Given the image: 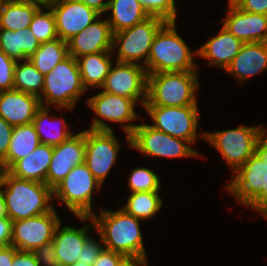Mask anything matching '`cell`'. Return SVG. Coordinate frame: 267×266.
<instances>
[{
	"mask_svg": "<svg viewBox=\"0 0 267 266\" xmlns=\"http://www.w3.org/2000/svg\"><path fill=\"white\" fill-rule=\"evenodd\" d=\"M0 192L13 222L48 213L54 208L53 190L47 184L17 178L7 170L0 174Z\"/></svg>",
	"mask_w": 267,
	"mask_h": 266,
	"instance_id": "cell-1",
	"label": "cell"
},
{
	"mask_svg": "<svg viewBox=\"0 0 267 266\" xmlns=\"http://www.w3.org/2000/svg\"><path fill=\"white\" fill-rule=\"evenodd\" d=\"M99 216H91L95 230L105 249L124 256H145L147 252L140 231V219L127 214L122 208L118 211L101 209Z\"/></svg>",
	"mask_w": 267,
	"mask_h": 266,
	"instance_id": "cell-2",
	"label": "cell"
},
{
	"mask_svg": "<svg viewBox=\"0 0 267 266\" xmlns=\"http://www.w3.org/2000/svg\"><path fill=\"white\" fill-rule=\"evenodd\" d=\"M177 22H166L158 31L151 45L147 64V74L159 72L198 71L193 59L197 50L191 52L189 46L177 33Z\"/></svg>",
	"mask_w": 267,
	"mask_h": 266,
	"instance_id": "cell-3",
	"label": "cell"
},
{
	"mask_svg": "<svg viewBox=\"0 0 267 266\" xmlns=\"http://www.w3.org/2000/svg\"><path fill=\"white\" fill-rule=\"evenodd\" d=\"M197 71L148 74L147 100L144 105L181 107L197 104L200 87Z\"/></svg>",
	"mask_w": 267,
	"mask_h": 266,
	"instance_id": "cell-4",
	"label": "cell"
},
{
	"mask_svg": "<svg viewBox=\"0 0 267 266\" xmlns=\"http://www.w3.org/2000/svg\"><path fill=\"white\" fill-rule=\"evenodd\" d=\"M86 92L77 59L68 55L44 76L41 106L72 110L78 98ZM45 101V102H44Z\"/></svg>",
	"mask_w": 267,
	"mask_h": 266,
	"instance_id": "cell-5",
	"label": "cell"
},
{
	"mask_svg": "<svg viewBox=\"0 0 267 266\" xmlns=\"http://www.w3.org/2000/svg\"><path fill=\"white\" fill-rule=\"evenodd\" d=\"M232 174L227 191L267 219V162L254 153Z\"/></svg>",
	"mask_w": 267,
	"mask_h": 266,
	"instance_id": "cell-6",
	"label": "cell"
},
{
	"mask_svg": "<svg viewBox=\"0 0 267 266\" xmlns=\"http://www.w3.org/2000/svg\"><path fill=\"white\" fill-rule=\"evenodd\" d=\"M243 126L223 131L203 132L200 136L217 149L233 173L254 153L264 126Z\"/></svg>",
	"mask_w": 267,
	"mask_h": 266,
	"instance_id": "cell-7",
	"label": "cell"
},
{
	"mask_svg": "<svg viewBox=\"0 0 267 266\" xmlns=\"http://www.w3.org/2000/svg\"><path fill=\"white\" fill-rule=\"evenodd\" d=\"M165 23L161 18L150 16L133 27L113 33L112 54L117 55L115 61L145 66L157 31Z\"/></svg>",
	"mask_w": 267,
	"mask_h": 266,
	"instance_id": "cell-8",
	"label": "cell"
},
{
	"mask_svg": "<svg viewBox=\"0 0 267 266\" xmlns=\"http://www.w3.org/2000/svg\"><path fill=\"white\" fill-rule=\"evenodd\" d=\"M102 188L85 163L73 167L66 177L53 189V199L62 204L75 216H92V195Z\"/></svg>",
	"mask_w": 267,
	"mask_h": 266,
	"instance_id": "cell-9",
	"label": "cell"
},
{
	"mask_svg": "<svg viewBox=\"0 0 267 266\" xmlns=\"http://www.w3.org/2000/svg\"><path fill=\"white\" fill-rule=\"evenodd\" d=\"M88 107L93 110L95 117L90 130H103L113 131L112 127L107 125L104 121L119 123L122 130L126 133L127 143L130 147V135L138 124H131L134 120L138 119V114L135 112L137 103L130 98L113 95L105 91L87 98ZM123 124V125H122Z\"/></svg>",
	"mask_w": 267,
	"mask_h": 266,
	"instance_id": "cell-10",
	"label": "cell"
},
{
	"mask_svg": "<svg viewBox=\"0 0 267 266\" xmlns=\"http://www.w3.org/2000/svg\"><path fill=\"white\" fill-rule=\"evenodd\" d=\"M191 144L154 129L149 124H138L130 135V147L144 156L162 158L202 157Z\"/></svg>",
	"mask_w": 267,
	"mask_h": 266,
	"instance_id": "cell-11",
	"label": "cell"
},
{
	"mask_svg": "<svg viewBox=\"0 0 267 266\" xmlns=\"http://www.w3.org/2000/svg\"><path fill=\"white\" fill-rule=\"evenodd\" d=\"M153 123L154 129L170 136L188 141L191 146L197 140L199 108L197 105L165 107L144 105Z\"/></svg>",
	"mask_w": 267,
	"mask_h": 266,
	"instance_id": "cell-12",
	"label": "cell"
},
{
	"mask_svg": "<svg viewBox=\"0 0 267 266\" xmlns=\"http://www.w3.org/2000/svg\"><path fill=\"white\" fill-rule=\"evenodd\" d=\"M148 74L144 66L136 63L114 62L102 91L133 99L143 107L147 100Z\"/></svg>",
	"mask_w": 267,
	"mask_h": 266,
	"instance_id": "cell-13",
	"label": "cell"
},
{
	"mask_svg": "<svg viewBox=\"0 0 267 266\" xmlns=\"http://www.w3.org/2000/svg\"><path fill=\"white\" fill-rule=\"evenodd\" d=\"M85 161L93 176L103 185L116 163L121 148L113 131L85 129Z\"/></svg>",
	"mask_w": 267,
	"mask_h": 266,
	"instance_id": "cell-14",
	"label": "cell"
},
{
	"mask_svg": "<svg viewBox=\"0 0 267 266\" xmlns=\"http://www.w3.org/2000/svg\"><path fill=\"white\" fill-rule=\"evenodd\" d=\"M60 222L55 208L45 214L14 221L11 246L20 251H33L53 240Z\"/></svg>",
	"mask_w": 267,
	"mask_h": 266,
	"instance_id": "cell-15",
	"label": "cell"
},
{
	"mask_svg": "<svg viewBox=\"0 0 267 266\" xmlns=\"http://www.w3.org/2000/svg\"><path fill=\"white\" fill-rule=\"evenodd\" d=\"M85 130L74 133L66 141L53 146L46 184L53 190L73 169L85 161Z\"/></svg>",
	"mask_w": 267,
	"mask_h": 266,
	"instance_id": "cell-16",
	"label": "cell"
},
{
	"mask_svg": "<svg viewBox=\"0 0 267 266\" xmlns=\"http://www.w3.org/2000/svg\"><path fill=\"white\" fill-rule=\"evenodd\" d=\"M51 10L55 17L58 38L65 42L101 17L80 0H61Z\"/></svg>",
	"mask_w": 267,
	"mask_h": 266,
	"instance_id": "cell-17",
	"label": "cell"
},
{
	"mask_svg": "<svg viewBox=\"0 0 267 266\" xmlns=\"http://www.w3.org/2000/svg\"><path fill=\"white\" fill-rule=\"evenodd\" d=\"M113 32L106 20L97 18L87 28L67 41L68 55L75 59L96 54L102 51H112Z\"/></svg>",
	"mask_w": 267,
	"mask_h": 266,
	"instance_id": "cell-18",
	"label": "cell"
},
{
	"mask_svg": "<svg viewBox=\"0 0 267 266\" xmlns=\"http://www.w3.org/2000/svg\"><path fill=\"white\" fill-rule=\"evenodd\" d=\"M82 222L91 221V224H85L81 228L72 226H62L61 222L57 226L53 243L55 246L56 256L59 261V266H70L78 262V257L85 242L90 238L88 233L95 229V224L91 216H77ZM92 226V227H91Z\"/></svg>",
	"mask_w": 267,
	"mask_h": 266,
	"instance_id": "cell-19",
	"label": "cell"
},
{
	"mask_svg": "<svg viewBox=\"0 0 267 266\" xmlns=\"http://www.w3.org/2000/svg\"><path fill=\"white\" fill-rule=\"evenodd\" d=\"M223 27L243 43L267 42V15L228 7Z\"/></svg>",
	"mask_w": 267,
	"mask_h": 266,
	"instance_id": "cell-20",
	"label": "cell"
},
{
	"mask_svg": "<svg viewBox=\"0 0 267 266\" xmlns=\"http://www.w3.org/2000/svg\"><path fill=\"white\" fill-rule=\"evenodd\" d=\"M41 107L40 98L15 89L0 91V117L13 127L31 124Z\"/></svg>",
	"mask_w": 267,
	"mask_h": 266,
	"instance_id": "cell-21",
	"label": "cell"
},
{
	"mask_svg": "<svg viewBox=\"0 0 267 266\" xmlns=\"http://www.w3.org/2000/svg\"><path fill=\"white\" fill-rule=\"evenodd\" d=\"M267 69V42L243 43L239 53L225 69L244 82L258 73Z\"/></svg>",
	"mask_w": 267,
	"mask_h": 266,
	"instance_id": "cell-22",
	"label": "cell"
},
{
	"mask_svg": "<svg viewBox=\"0 0 267 266\" xmlns=\"http://www.w3.org/2000/svg\"><path fill=\"white\" fill-rule=\"evenodd\" d=\"M242 45L243 42L240 39L222 26L216 36L209 38L197 49V56L206 58V64L225 70L239 53Z\"/></svg>",
	"mask_w": 267,
	"mask_h": 266,
	"instance_id": "cell-23",
	"label": "cell"
},
{
	"mask_svg": "<svg viewBox=\"0 0 267 266\" xmlns=\"http://www.w3.org/2000/svg\"><path fill=\"white\" fill-rule=\"evenodd\" d=\"M52 154L53 146L40 143L34 151L17 160L7 171L17 178L46 184Z\"/></svg>",
	"mask_w": 267,
	"mask_h": 266,
	"instance_id": "cell-24",
	"label": "cell"
},
{
	"mask_svg": "<svg viewBox=\"0 0 267 266\" xmlns=\"http://www.w3.org/2000/svg\"><path fill=\"white\" fill-rule=\"evenodd\" d=\"M40 46L30 28L23 30L0 29V50L16 61L32 57Z\"/></svg>",
	"mask_w": 267,
	"mask_h": 266,
	"instance_id": "cell-25",
	"label": "cell"
},
{
	"mask_svg": "<svg viewBox=\"0 0 267 266\" xmlns=\"http://www.w3.org/2000/svg\"><path fill=\"white\" fill-rule=\"evenodd\" d=\"M49 109V107L41 106L37 110L32 124L35 127L41 144L56 146L66 141L74 133L68 128L69 126L63 116H58L59 118L52 117Z\"/></svg>",
	"mask_w": 267,
	"mask_h": 266,
	"instance_id": "cell-26",
	"label": "cell"
},
{
	"mask_svg": "<svg viewBox=\"0 0 267 266\" xmlns=\"http://www.w3.org/2000/svg\"><path fill=\"white\" fill-rule=\"evenodd\" d=\"M111 53L112 51H102L96 54L85 55L77 59L82 84L86 91L93 87H98L100 89L104 84L105 78L113 65Z\"/></svg>",
	"mask_w": 267,
	"mask_h": 266,
	"instance_id": "cell-27",
	"label": "cell"
},
{
	"mask_svg": "<svg viewBox=\"0 0 267 266\" xmlns=\"http://www.w3.org/2000/svg\"><path fill=\"white\" fill-rule=\"evenodd\" d=\"M110 10L112 14L107 21L113 33L133 27L150 17L138 0H109L107 12Z\"/></svg>",
	"mask_w": 267,
	"mask_h": 266,
	"instance_id": "cell-28",
	"label": "cell"
},
{
	"mask_svg": "<svg viewBox=\"0 0 267 266\" xmlns=\"http://www.w3.org/2000/svg\"><path fill=\"white\" fill-rule=\"evenodd\" d=\"M40 145L34 125L15 126L12 131L6 158L0 163L2 170H8L17 160L26 157Z\"/></svg>",
	"mask_w": 267,
	"mask_h": 266,
	"instance_id": "cell-29",
	"label": "cell"
},
{
	"mask_svg": "<svg viewBox=\"0 0 267 266\" xmlns=\"http://www.w3.org/2000/svg\"><path fill=\"white\" fill-rule=\"evenodd\" d=\"M38 9L26 0L0 1V29L16 31L28 28Z\"/></svg>",
	"mask_w": 267,
	"mask_h": 266,
	"instance_id": "cell-30",
	"label": "cell"
},
{
	"mask_svg": "<svg viewBox=\"0 0 267 266\" xmlns=\"http://www.w3.org/2000/svg\"><path fill=\"white\" fill-rule=\"evenodd\" d=\"M159 191L130 193L122 209L142 221L151 219L163 206Z\"/></svg>",
	"mask_w": 267,
	"mask_h": 266,
	"instance_id": "cell-31",
	"label": "cell"
},
{
	"mask_svg": "<svg viewBox=\"0 0 267 266\" xmlns=\"http://www.w3.org/2000/svg\"><path fill=\"white\" fill-rule=\"evenodd\" d=\"M68 56L67 42L60 38L40 43L30 61L42 74L47 75L59 62Z\"/></svg>",
	"mask_w": 267,
	"mask_h": 266,
	"instance_id": "cell-32",
	"label": "cell"
},
{
	"mask_svg": "<svg viewBox=\"0 0 267 266\" xmlns=\"http://www.w3.org/2000/svg\"><path fill=\"white\" fill-rule=\"evenodd\" d=\"M24 61L16 62L13 89L40 97L43 93L44 75L35 68L30 59Z\"/></svg>",
	"mask_w": 267,
	"mask_h": 266,
	"instance_id": "cell-33",
	"label": "cell"
},
{
	"mask_svg": "<svg viewBox=\"0 0 267 266\" xmlns=\"http://www.w3.org/2000/svg\"><path fill=\"white\" fill-rule=\"evenodd\" d=\"M39 8L33 16L29 25L30 30L40 43L52 41L58 38L55 17L51 8L48 11Z\"/></svg>",
	"mask_w": 267,
	"mask_h": 266,
	"instance_id": "cell-34",
	"label": "cell"
},
{
	"mask_svg": "<svg viewBox=\"0 0 267 266\" xmlns=\"http://www.w3.org/2000/svg\"><path fill=\"white\" fill-rule=\"evenodd\" d=\"M127 182L130 193L160 191L161 188L158 174L148 167L133 169Z\"/></svg>",
	"mask_w": 267,
	"mask_h": 266,
	"instance_id": "cell-35",
	"label": "cell"
},
{
	"mask_svg": "<svg viewBox=\"0 0 267 266\" xmlns=\"http://www.w3.org/2000/svg\"><path fill=\"white\" fill-rule=\"evenodd\" d=\"M149 16L163 19L165 22L176 21L177 2L175 0H138Z\"/></svg>",
	"mask_w": 267,
	"mask_h": 266,
	"instance_id": "cell-36",
	"label": "cell"
},
{
	"mask_svg": "<svg viewBox=\"0 0 267 266\" xmlns=\"http://www.w3.org/2000/svg\"><path fill=\"white\" fill-rule=\"evenodd\" d=\"M16 62L0 50V91L13 89Z\"/></svg>",
	"mask_w": 267,
	"mask_h": 266,
	"instance_id": "cell-37",
	"label": "cell"
},
{
	"mask_svg": "<svg viewBox=\"0 0 267 266\" xmlns=\"http://www.w3.org/2000/svg\"><path fill=\"white\" fill-rule=\"evenodd\" d=\"M104 249L105 246L103 243L99 242L97 239H93V237H90L83 245L81 255L78 257V262H83L87 265L93 266L95 260Z\"/></svg>",
	"mask_w": 267,
	"mask_h": 266,
	"instance_id": "cell-38",
	"label": "cell"
},
{
	"mask_svg": "<svg viewBox=\"0 0 267 266\" xmlns=\"http://www.w3.org/2000/svg\"><path fill=\"white\" fill-rule=\"evenodd\" d=\"M32 252L39 266H59L53 241L34 249Z\"/></svg>",
	"mask_w": 267,
	"mask_h": 266,
	"instance_id": "cell-39",
	"label": "cell"
},
{
	"mask_svg": "<svg viewBox=\"0 0 267 266\" xmlns=\"http://www.w3.org/2000/svg\"><path fill=\"white\" fill-rule=\"evenodd\" d=\"M13 126L0 117V163L6 158Z\"/></svg>",
	"mask_w": 267,
	"mask_h": 266,
	"instance_id": "cell-40",
	"label": "cell"
},
{
	"mask_svg": "<svg viewBox=\"0 0 267 266\" xmlns=\"http://www.w3.org/2000/svg\"><path fill=\"white\" fill-rule=\"evenodd\" d=\"M124 257V255L118 252L104 249L95 260L93 266H118Z\"/></svg>",
	"mask_w": 267,
	"mask_h": 266,
	"instance_id": "cell-41",
	"label": "cell"
},
{
	"mask_svg": "<svg viewBox=\"0 0 267 266\" xmlns=\"http://www.w3.org/2000/svg\"><path fill=\"white\" fill-rule=\"evenodd\" d=\"M13 221L9 217L0 218V246H11Z\"/></svg>",
	"mask_w": 267,
	"mask_h": 266,
	"instance_id": "cell-42",
	"label": "cell"
},
{
	"mask_svg": "<svg viewBox=\"0 0 267 266\" xmlns=\"http://www.w3.org/2000/svg\"><path fill=\"white\" fill-rule=\"evenodd\" d=\"M12 266H39L32 251L17 250L13 256Z\"/></svg>",
	"mask_w": 267,
	"mask_h": 266,
	"instance_id": "cell-43",
	"label": "cell"
},
{
	"mask_svg": "<svg viewBox=\"0 0 267 266\" xmlns=\"http://www.w3.org/2000/svg\"><path fill=\"white\" fill-rule=\"evenodd\" d=\"M238 8L249 13L267 15V0H244Z\"/></svg>",
	"mask_w": 267,
	"mask_h": 266,
	"instance_id": "cell-44",
	"label": "cell"
},
{
	"mask_svg": "<svg viewBox=\"0 0 267 266\" xmlns=\"http://www.w3.org/2000/svg\"><path fill=\"white\" fill-rule=\"evenodd\" d=\"M255 153L259 156V158L267 162V129L266 128H263V130L261 131L259 135L256 148H255Z\"/></svg>",
	"mask_w": 267,
	"mask_h": 266,
	"instance_id": "cell-45",
	"label": "cell"
},
{
	"mask_svg": "<svg viewBox=\"0 0 267 266\" xmlns=\"http://www.w3.org/2000/svg\"><path fill=\"white\" fill-rule=\"evenodd\" d=\"M16 251L17 249L13 246H0V266H12Z\"/></svg>",
	"mask_w": 267,
	"mask_h": 266,
	"instance_id": "cell-46",
	"label": "cell"
},
{
	"mask_svg": "<svg viewBox=\"0 0 267 266\" xmlns=\"http://www.w3.org/2000/svg\"><path fill=\"white\" fill-rule=\"evenodd\" d=\"M145 256H125L118 266H148Z\"/></svg>",
	"mask_w": 267,
	"mask_h": 266,
	"instance_id": "cell-47",
	"label": "cell"
},
{
	"mask_svg": "<svg viewBox=\"0 0 267 266\" xmlns=\"http://www.w3.org/2000/svg\"><path fill=\"white\" fill-rule=\"evenodd\" d=\"M86 4L89 8H92L102 16V13H106L109 5V0H80Z\"/></svg>",
	"mask_w": 267,
	"mask_h": 266,
	"instance_id": "cell-48",
	"label": "cell"
},
{
	"mask_svg": "<svg viewBox=\"0 0 267 266\" xmlns=\"http://www.w3.org/2000/svg\"><path fill=\"white\" fill-rule=\"evenodd\" d=\"M29 1L39 8H52L53 6L57 5L61 0H26Z\"/></svg>",
	"mask_w": 267,
	"mask_h": 266,
	"instance_id": "cell-49",
	"label": "cell"
},
{
	"mask_svg": "<svg viewBox=\"0 0 267 266\" xmlns=\"http://www.w3.org/2000/svg\"><path fill=\"white\" fill-rule=\"evenodd\" d=\"M4 217H8V214H7L4 198L0 192V218H4Z\"/></svg>",
	"mask_w": 267,
	"mask_h": 266,
	"instance_id": "cell-50",
	"label": "cell"
},
{
	"mask_svg": "<svg viewBox=\"0 0 267 266\" xmlns=\"http://www.w3.org/2000/svg\"><path fill=\"white\" fill-rule=\"evenodd\" d=\"M228 7H239L244 0H228Z\"/></svg>",
	"mask_w": 267,
	"mask_h": 266,
	"instance_id": "cell-51",
	"label": "cell"
},
{
	"mask_svg": "<svg viewBox=\"0 0 267 266\" xmlns=\"http://www.w3.org/2000/svg\"><path fill=\"white\" fill-rule=\"evenodd\" d=\"M70 266H92V265H87L86 263H83V262H76V263H74L73 265H70Z\"/></svg>",
	"mask_w": 267,
	"mask_h": 266,
	"instance_id": "cell-52",
	"label": "cell"
}]
</instances>
